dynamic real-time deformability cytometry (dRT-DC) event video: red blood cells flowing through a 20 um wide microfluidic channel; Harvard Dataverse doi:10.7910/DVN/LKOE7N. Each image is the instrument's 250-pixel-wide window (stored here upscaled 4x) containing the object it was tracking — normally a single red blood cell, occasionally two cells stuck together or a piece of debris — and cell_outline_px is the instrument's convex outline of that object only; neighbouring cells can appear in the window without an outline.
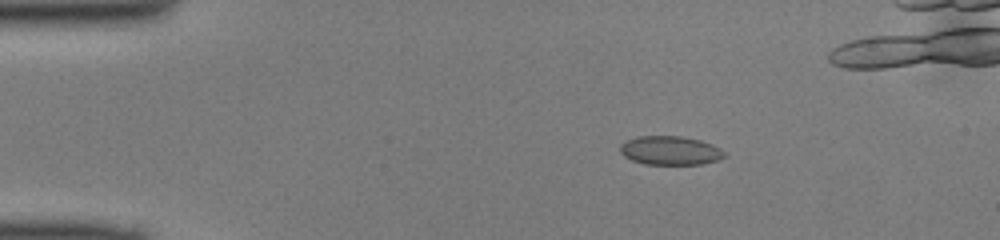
{"species": "common noctule bat (a hibernating species)", "species_latin": "Nyctalus noctula", "temperature_condition": "cold", "stored_images_in_passage": 44, "camera_frame_rate_fps": 3000, "um_per_image_px": 0.085, "animal": {"sex": "male", "body_mass_g": 13.0, "forearm_length_mm": 53.1}, "frame": {"image": 1, "passage_image": 9, "time_ms": 2.667, "image_size_px": [1000, 240], "cell_outline_px": [[724, 156], [720, 160], [704, 164], [644, 164], [632, 160], [624, 156], [620, 152], [620, 144], [636, 136], [680, 136], [700, 140], [712, 144], [720, 148], [724, 152]], "centroid_in_image_um": [56.97, 12.79], "position_along_channel_um": 28.0, "area_um2": 17.57}}
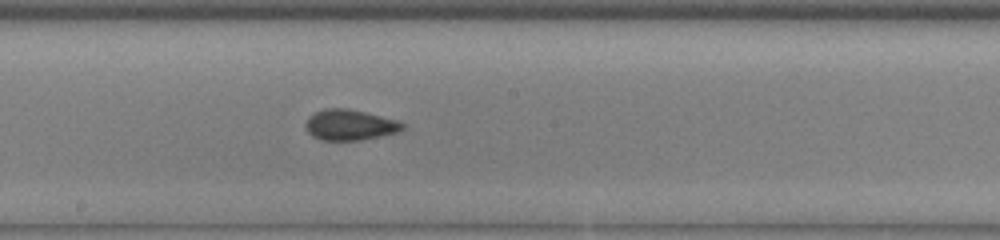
{"frame": {"image": 2, "passage_image": 27, "time_ms": 8.667, "image_size_px": [1000, 240], "cell_outline_px": [[404, 128], [396, 132], [380, 136], [360, 140], [320, 140], [312, 136], [308, 132], [304, 124], [308, 116], [324, 108], [348, 108], [396, 120], [404, 124]], "centroid_in_image_um": [29.68, 10.61], "position_along_channel_um": 218.5, "area_um2": 17.22}}
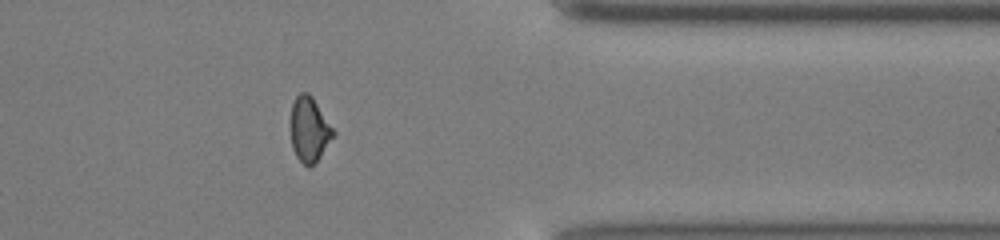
{"frame": {"image": 3, "passage_image": 40, "time_ms": 13.0, "image_size_px": [1000, 240], "cell_outline_px": [[336, 136], [320, 156], [308, 168], [296, 156], [292, 148], [292, 104], [296, 96], [300, 92], [308, 92], [312, 96], [336, 132]], "centroid_in_image_um": [26.33, 11.0], "position_along_channel_um": 385.1, "area_um2": 15.95}}